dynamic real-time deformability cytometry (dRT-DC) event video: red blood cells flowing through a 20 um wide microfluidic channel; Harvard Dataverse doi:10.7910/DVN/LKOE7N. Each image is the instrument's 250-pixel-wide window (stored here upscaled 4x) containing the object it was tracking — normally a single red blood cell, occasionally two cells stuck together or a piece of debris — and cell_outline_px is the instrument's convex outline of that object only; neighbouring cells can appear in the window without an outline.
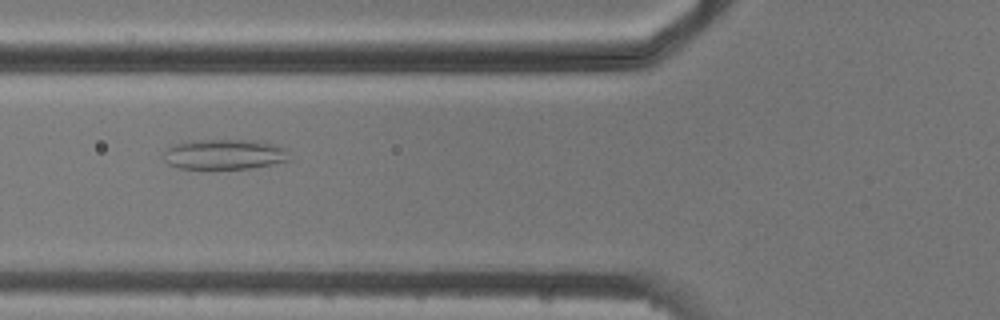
{"species": "common noctule bat (a hibernating species)", "species_latin": "Nyctalus noctula", "temperature_condition": "cold", "stored_images_in_passage": 5, "camera_frame_rate_fps": 3000, "um_per_image_px": 0.085, "animal": {"sex": "male", "body_mass_g": 20.5, "forearm_length_mm": 52.5}, "frame": {"image": 1, "passage_image": 5, "time_ms": 4.667, "image_size_px": [1000, 320], "cell_outline_px": [[292, 160], [272, 164], [248, 168], [180, 168], [168, 164], [160, 156], [172, 144], [200, 140], [264, 140], [288, 148]], "centroid_in_image_um": [19.15, 13.1], "position_along_channel_um": 106.7, "area_um2": 22.48}}